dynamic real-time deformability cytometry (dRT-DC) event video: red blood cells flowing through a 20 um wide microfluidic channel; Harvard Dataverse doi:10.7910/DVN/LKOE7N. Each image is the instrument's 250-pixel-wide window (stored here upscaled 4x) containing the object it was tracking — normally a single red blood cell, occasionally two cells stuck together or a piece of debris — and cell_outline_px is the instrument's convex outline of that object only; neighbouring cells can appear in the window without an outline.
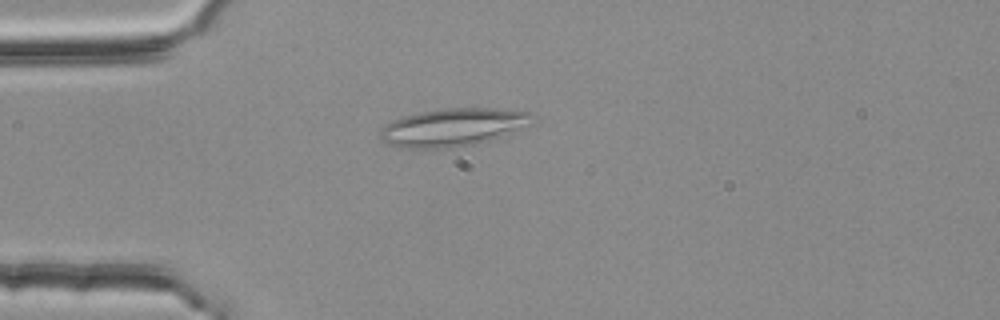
{"species": "common noctule bat (a hibernating species)", "species_latin": "Nyctalus noctula", "temperature_condition": "room temperature", "stored_images_in_passage": 1, "camera_frame_rate_fps": 3000, "um_per_image_px": 0.085, "animal": {"sex": "female", "body_mass_g": 25.1}, "frame": {"image": 1, "passage_image": 1, "time_ms": 0.0, "image_size_px": [1000, 320], "cell_outline_px": [[536, 116], [532, 124], [496, 140], [476, 144], [452, 148], [404, 148], [388, 144], [380, 140], [380, 128], [392, 120], [404, 116], [420, 112], [444, 108], [492, 108], [528, 112]], "centroid_in_image_um": [38.54, 10.83], "position_along_channel_um": 46.5, "area_um2": 34.16}}